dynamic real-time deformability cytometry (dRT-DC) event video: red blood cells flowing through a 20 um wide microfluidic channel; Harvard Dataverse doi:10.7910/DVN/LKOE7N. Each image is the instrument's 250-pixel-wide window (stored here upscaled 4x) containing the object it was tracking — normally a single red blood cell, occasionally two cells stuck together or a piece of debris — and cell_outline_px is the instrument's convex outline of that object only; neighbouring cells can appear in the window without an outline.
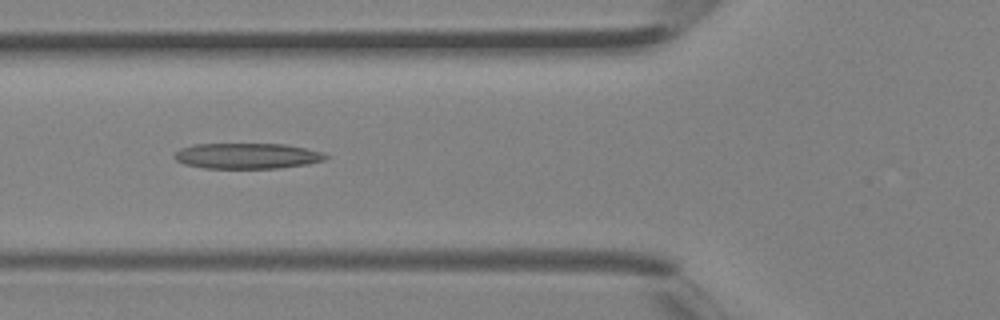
{"species": "Egyptian fruit bat (a non-hibernating species)", "species_latin": "Rousettus aegyptiacus", "temperature_condition": "room temperature", "stored_images_in_passage": 40, "camera_frame_rate_fps": 3000, "um_per_image_px": 0.085, "animal": {"sex": "female"}, "frame": {"image": 1, "passage_image": 15, "time_ms": 4.667, "image_size_px": [1000, 320], "cell_outline_px": [[328, 156], [324, 160], [308, 164], [280, 168], [204, 168], [184, 164], [176, 160], [172, 156], [180, 148], [192, 144], [284, 144], [324, 152]], "centroid_in_image_um": [20.98, 13.25], "position_along_channel_um": 104.8, "area_um2": 22.66}}
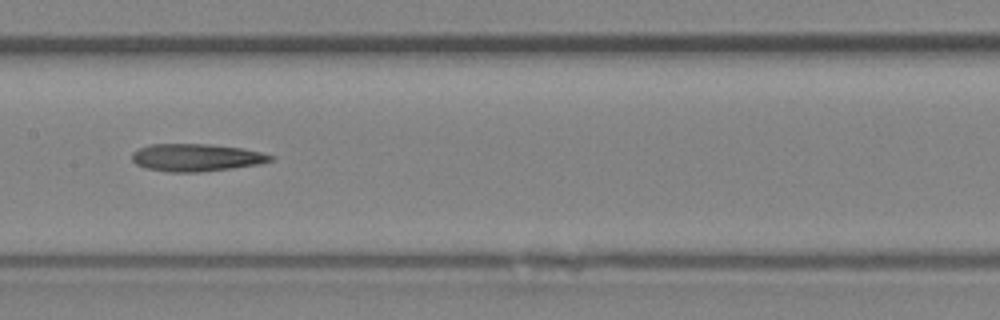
{"frame": {"image": 2, "passage_image": 20, "time_ms": 6.333, "image_size_px": [1000, 320], "cell_outline_px": [[276, 156], [272, 160], [260, 164], [232, 168], [196, 172], [168, 172], [148, 168], [136, 164], [132, 160], [132, 152], [148, 144], [212, 144], [240, 148], [260, 152]], "centroid_in_image_um": [16.68, 13.38], "position_along_channel_um": 190.7, "area_um2": 22.14}}
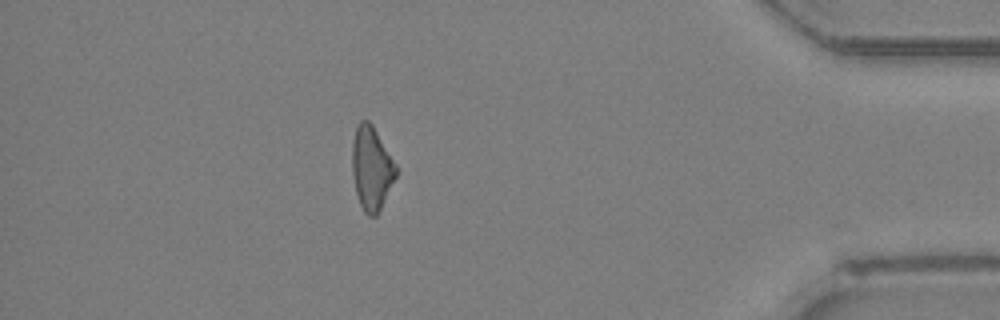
{"frame": {"image": 3, "passage_image": 35, "time_ms": 11.333, "image_size_px": [1000, 320], "cell_outline_px": [[396, 176], [376, 216], [368, 216], [364, 212], [360, 204], [356, 192], [352, 172], [352, 144], [356, 128], [360, 120], [368, 120], [372, 124], [396, 164]], "centroid_in_image_um": [31.56, 14.29], "position_along_channel_um": 403.6, "area_um2": 21.04}}